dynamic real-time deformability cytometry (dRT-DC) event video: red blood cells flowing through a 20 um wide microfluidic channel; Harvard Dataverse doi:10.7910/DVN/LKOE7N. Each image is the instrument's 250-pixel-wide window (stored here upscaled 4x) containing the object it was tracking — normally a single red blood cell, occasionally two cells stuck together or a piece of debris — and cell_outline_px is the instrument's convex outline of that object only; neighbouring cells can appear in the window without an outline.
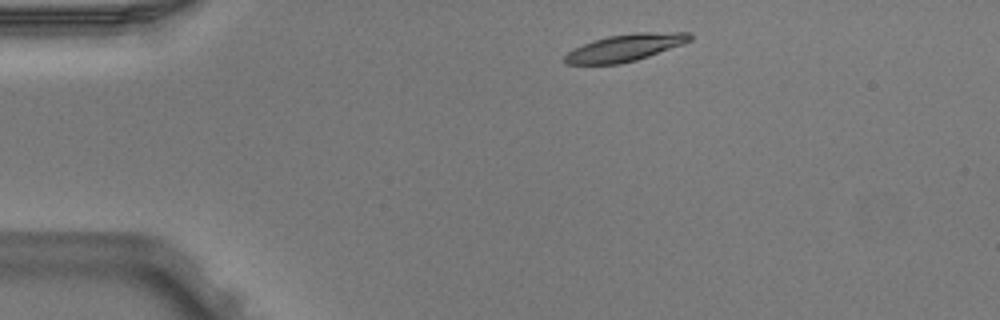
{"species": "Egyptian fruit bat (a non-hibernating species)", "species_latin": "Rousettus aegyptiacus", "temperature_condition": "warm", "stored_images_in_passage": 2, "camera_frame_rate_fps": 3000, "um_per_image_px": 0.085, "animal": {"sex": "male"}, "frame": {"image": 1, "passage_image": 1, "time_ms": 0.0, "image_size_px": [1000, 320], "cell_outline_px": [[692, 40], [684, 44], [636, 60], [620, 64], [564, 64], [564, 56], [568, 52], [592, 40], [608, 36], [636, 32], [692, 32]], "centroid_in_image_um": [53.17, 4.04], "position_along_channel_um": 31.8, "area_um2": 19.77}}